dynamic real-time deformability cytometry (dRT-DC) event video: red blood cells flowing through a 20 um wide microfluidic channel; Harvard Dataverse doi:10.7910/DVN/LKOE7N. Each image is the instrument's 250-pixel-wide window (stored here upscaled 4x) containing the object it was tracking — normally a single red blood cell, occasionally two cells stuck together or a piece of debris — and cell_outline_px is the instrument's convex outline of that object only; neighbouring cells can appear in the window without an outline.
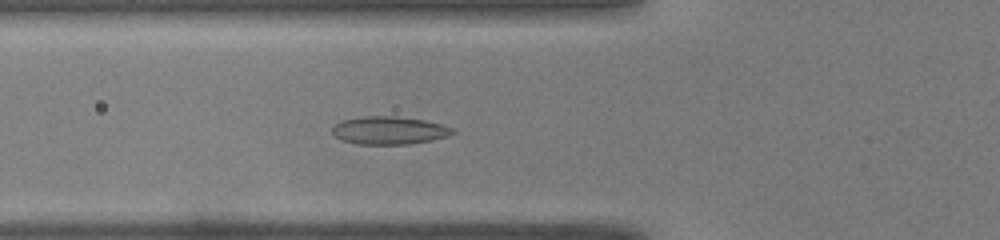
{"species": "common noctule bat (a hibernating species)", "species_latin": "Nyctalus noctula", "temperature_condition": "warm", "stored_images_in_passage": 48, "camera_frame_rate_fps": 3000, "um_per_image_px": 0.085, "animal": {"sex": "male", "body_mass_g": 19.0, "forearm_length_mm": 50.8}, "frame": {"image": 1, "passage_image": 17, "time_ms": 5.333, "image_size_px": [1000, 240], "cell_outline_px": [[456, 132], [448, 136], [432, 140], [408, 144], [356, 144], [340, 140], [332, 136], [332, 128], [340, 120], [364, 116], [396, 116], [424, 120], [444, 124], [456, 128]], "centroid_in_image_um": [33.09, 11.08], "position_along_channel_um": 92.7, "area_um2": 19.94}}
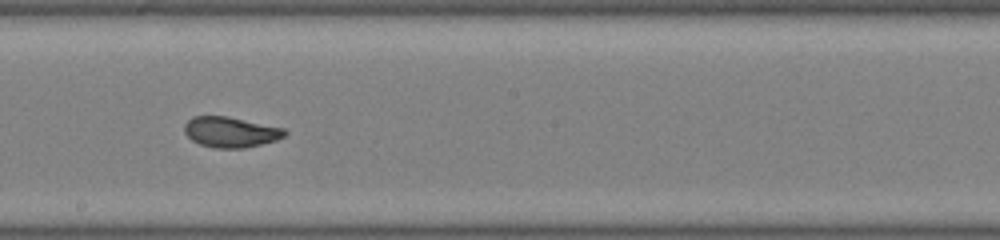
{"frame": {"image": 2, "passage_image": 27, "time_ms": 8.667, "image_size_px": [1000, 240], "cell_outline_px": [[288, 132], [284, 136], [276, 140], [244, 148], [216, 148], [200, 144], [192, 140], [184, 132], [184, 124], [192, 116], [228, 116], [284, 128]], "centroid_in_image_um": [19.59, 11.21], "position_along_channel_um": 228.6, "area_um2": 17.8}}
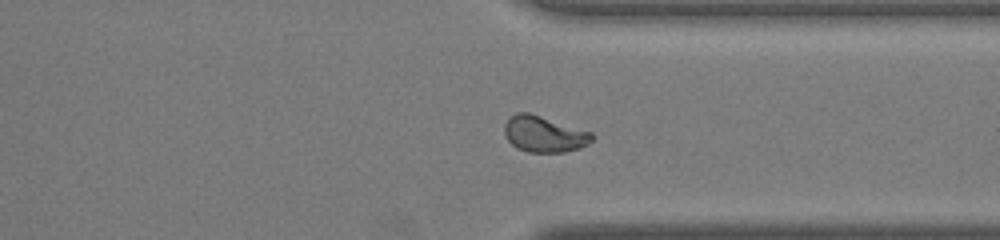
{"frame": {"image": 3, "passage_image": 37, "time_ms": 12.0, "image_size_px": [1000, 240], "cell_outline_px": [[592, 140], [588, 144], [580, 148], [564, 152], [528, 152], [516, 148], [508, 140], [504, 132], [504, 124], [516, 112], [528, 112], [592, 132]], "centroid_in_image_um": [46.24, 11.4], "position_along_channel_um": 365.2, "area_um2": 18.32}, "authors_computed_cell_mechanics": {"area_um2": 18.6694, "velocity_mm_per_s": 4.0858, "shape_relaxation_time_tau1_ms": 7.6722, "shape_relaxation_time_tau2_ms": 0.7226, "deformation_change_tau1": 0.1937, "deformation_change_tau2": 0.0553}}